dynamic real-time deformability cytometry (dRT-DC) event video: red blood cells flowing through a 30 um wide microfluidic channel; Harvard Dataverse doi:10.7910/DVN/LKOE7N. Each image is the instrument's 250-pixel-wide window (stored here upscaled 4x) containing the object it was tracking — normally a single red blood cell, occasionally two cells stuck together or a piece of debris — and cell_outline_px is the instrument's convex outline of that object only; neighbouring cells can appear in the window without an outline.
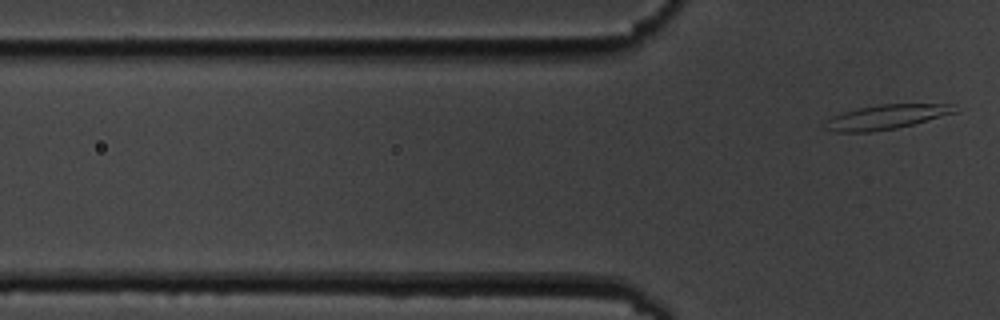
{"species": "common noctule bat (a hibernating species)", "species_latin": "Nyctalus noctula", "temperature_condition": "cold", "stored_images_in_passage": 7, "camera_frame_rate_fps": 3000, "um_per_image_px": 0.085, "animal": {"sex": "male", "body_mass_g": 19.5, "forearm_length_mm": 54.6}, "frame": {"image": 1, "passage_image": 7, "time_ms": 8.0, "image_size_px": [1000, 320], "cell_outline_px": [[960, 112], [896, 128], [872, 132], [832, 132], [820, 128], [832, 116], [844, 112], [860, 108], [884, 104], [956, 104]], "centroid_in_image_um": [75.35, 9.95], "position_along_channel_um": 50.4, "area_um2": 18.67}}